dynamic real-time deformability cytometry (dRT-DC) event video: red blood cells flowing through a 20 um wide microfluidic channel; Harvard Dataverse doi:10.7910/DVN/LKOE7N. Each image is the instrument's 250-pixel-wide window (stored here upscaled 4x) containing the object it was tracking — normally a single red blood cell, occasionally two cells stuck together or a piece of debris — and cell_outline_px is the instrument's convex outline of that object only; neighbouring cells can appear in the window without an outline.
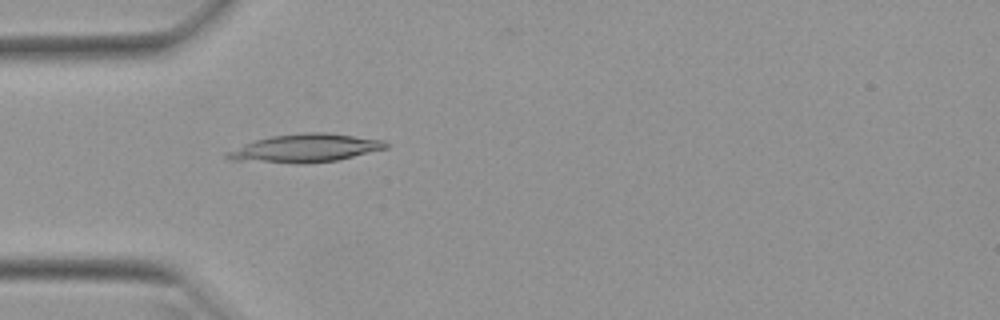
{"species": "Egyptian fruit bat (a non-hibernating species)", "species_latin": "Rousettus aegyptiacus", "temperature_condition": "warm", "stored_images_in_passage": 43, "camera_frame_rate_fps": 3000, "um_per_image_px": 0.085, "animal": {"sex": "female"}, "frame": {"image": 1, "passage_image": 11, "time_ms": 3.333, "image_size_px": [1000, 320], "cell_outline_px": [[388, 148], [336, 160], [304, 164], [300, 164], [228, 160], [224, 156], [228, 152], [244, 144], [256, 140], [272, 136], [308, 132], [328, 132], [384, 140], [388, 144]], "centroid_in_image_um": [25.96, 12.6], "position_along_channel_um": 59.0, "area_um2": 26.01}}
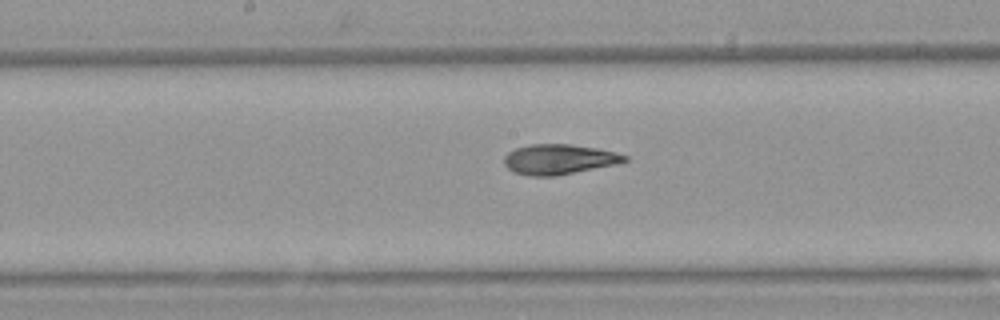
{"frame": {"image": 2, "passage_image": 22, "time_ms": 7.0, "image_size_px": [1000, 320], "cell_outline_px": [[628, 160], [616, 164], [556, 176], [528, 176], [512, 172], [504, 164], [504, 156], [508, 152], [516, 148], [532, 144], [568, 144], [596, 148], [616, 152], [628, 156]], "centroid_in_image_um": [47.49, 13.55], "position_along_channel_um": 200.7, "area_um2": 21.15}}
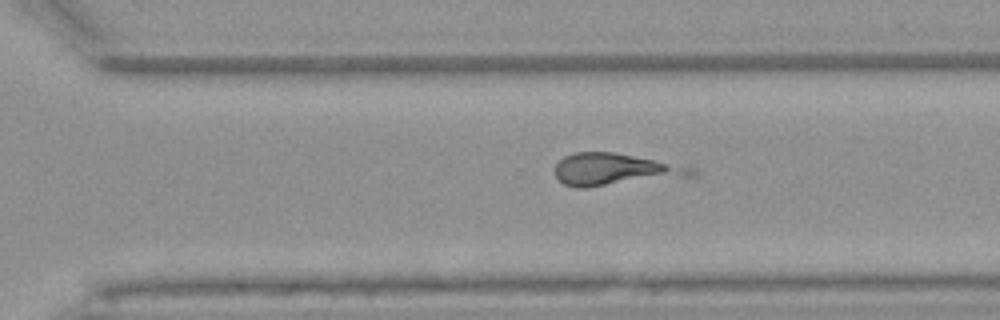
{"frame": {"image": 3, "passage_image": 31, "time_ms": 10.0, "image_size_px": [1000, 320], "cell_outline_px": [[700, 172], [696, 176], [588, 188], [576, 188], [564, 184], [556, 176], [552, 168], [564, 156], [572, 152], [612, 152], [696, 168]], "centroid_in_image_um": [52.26, 14.43], "position_along_channel_um": 318.3, "area_um2": 25.95}, "authors_computed_cell_mechanics": {"area_um2": 21.1548, "velocity_mm_per_s": 3.9409, "shape_relaxation_time_tau1_ms": null, "shape_relaxation_time_tau2_ms": 1.5581, "deformation_change_tau1": null, "deformation_change_tau2": 0.0998}}